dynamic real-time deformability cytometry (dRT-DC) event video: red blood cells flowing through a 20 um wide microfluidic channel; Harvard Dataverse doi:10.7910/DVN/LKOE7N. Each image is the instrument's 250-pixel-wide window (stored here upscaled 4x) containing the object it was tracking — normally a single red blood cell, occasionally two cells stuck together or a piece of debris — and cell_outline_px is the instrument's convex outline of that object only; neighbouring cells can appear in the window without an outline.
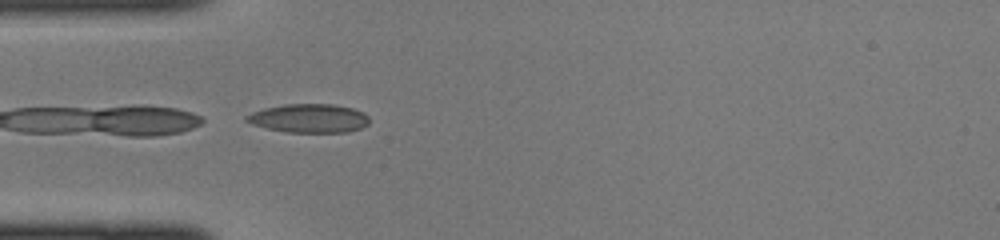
{"species": "common noctule bat (a hibernating species)", "species_latin": "Nyctalus noctula", "temperature_condition": "cold", "stored_images_in_passage": 13, "camera_frame_rate_fps": 3000, "um_per_image_px": 0.085, "animal": {"sex": "female", "body_mass_g": 22.0, "forearm_length_mm": 56.7}, "frame": {"image": 1, "passage_image": 1, "time_ms": 0.0, "image_size_px": [1000, 240], "cell_outline_px": [[368, 124], [360, 128], [348, 132], [288, 132], [268, 128], [252, 124], [244, 120], [244, 116], [252, 112], [264, 108], [284, 104], [332, 104], [352, 108], [364, 112], [368, 116]], "centroid_in_image_um": [26.26, 10.05], "position_along_channel_um": 58.7, "area_um2": 20.52}}
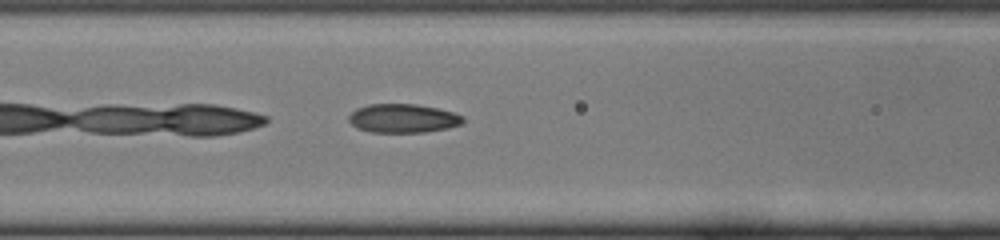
{"frame": {"image": 2, "passage_image": 6, "time_ms": 1.667, "image_size_px": [1000, 240], "cell_outline_px": [[464, 120], [460, 124], [448, 128], [424, 132], [372, 132], [356, 128], [348, 120], [348, 116], [356, 108], [368, 104], [416, 104], [436, 108], [452, 112], [464, 116]], "centroid_in_image_um": [34.23, 10.05], "position_along_channel_um": 132.4, "area_um2": 19.13}}
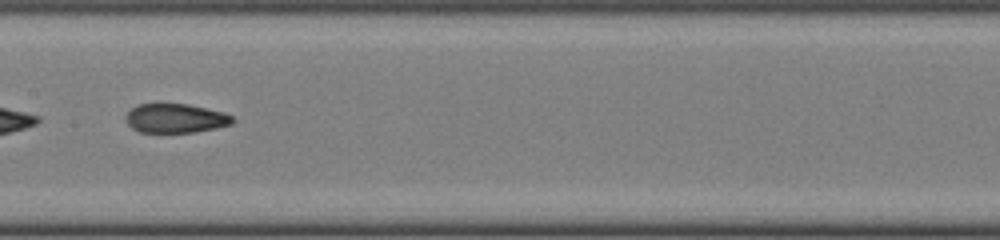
{"frame": {"image": 3, "passage_image": 10, "time_ms": 3.0, "image_size_px": [1000, 240], "cell_outline_px": [[236, 120], [232, 124], [216, 128], [192, 132], [140, 132], [132, 128], [128, 124], [124, 116], [136, 104], [188, 104], [224, 112], [232, 116]], "centroid_in_image_um": [14.93, 10.05], "position_along_channel_um": 192.5, "area_um2": 18.15}}